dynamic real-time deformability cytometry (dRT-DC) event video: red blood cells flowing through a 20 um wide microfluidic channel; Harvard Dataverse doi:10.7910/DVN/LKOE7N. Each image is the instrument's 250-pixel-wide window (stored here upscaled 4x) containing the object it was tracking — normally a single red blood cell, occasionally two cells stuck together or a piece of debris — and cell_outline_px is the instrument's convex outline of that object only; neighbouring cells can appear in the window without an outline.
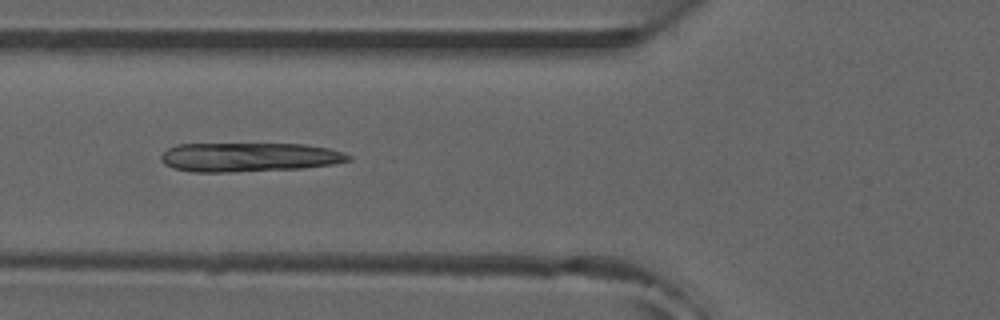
{"species": "common noctule bat (a hibernating species)", "species_latin": "Nyctalus noctula", "temperature_condition": "room temperature", "stored_images_in_passage": 7, "camera_frame_rate_fps": 3000, "um_per_image_px": 0.085, "animal": {"sex": "male", "forearm_length_mm": 52.5}, "frame": {"image": 1, "passage_image": 5, "time_ms": 1.333, "image_size_px": [1000, 320], "cell_outline_px": [[352, 160], [332, 164], [304, 168], [232, 172], [192, 172], [172, 168], [164, 164], [160, 160], [160, 156], [168, 148], [176, 144], [304, 144], [328, 148], [352, 156]], "centroid_in_image_um": [21.13, 13.36], "position_along_channel_um": 104.7, "area_um2": 31.91}}
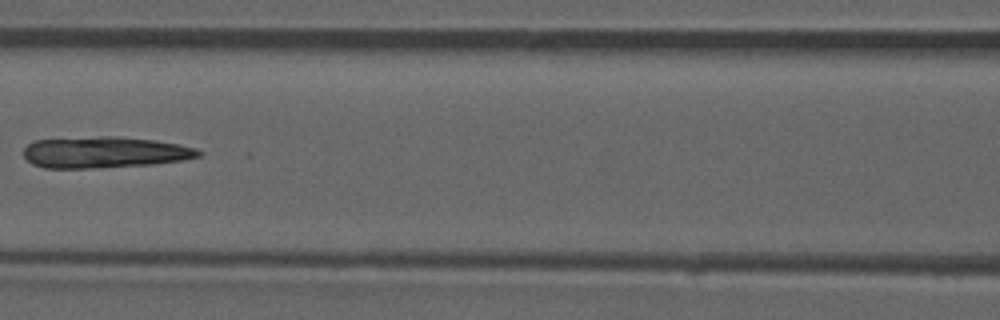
{"frame": {"image": 2, "passage_image": 6, "time_ms": 1.667, "image_size_px": [1000, 320], "cell_outline_px": [[204, 152], [200, 156], [184, 160], [152, 164], [92, 168], [44, 168], [32, 164], [24, 156], [24, 148], [28, 144], [36, 140], [100, 136], [116, 136], [152, 140], [180, 144]], "centroid_in_image_um": [8.88, 12.95], "position_along_channel_um": 157.7, "area_um2": 31.79}}